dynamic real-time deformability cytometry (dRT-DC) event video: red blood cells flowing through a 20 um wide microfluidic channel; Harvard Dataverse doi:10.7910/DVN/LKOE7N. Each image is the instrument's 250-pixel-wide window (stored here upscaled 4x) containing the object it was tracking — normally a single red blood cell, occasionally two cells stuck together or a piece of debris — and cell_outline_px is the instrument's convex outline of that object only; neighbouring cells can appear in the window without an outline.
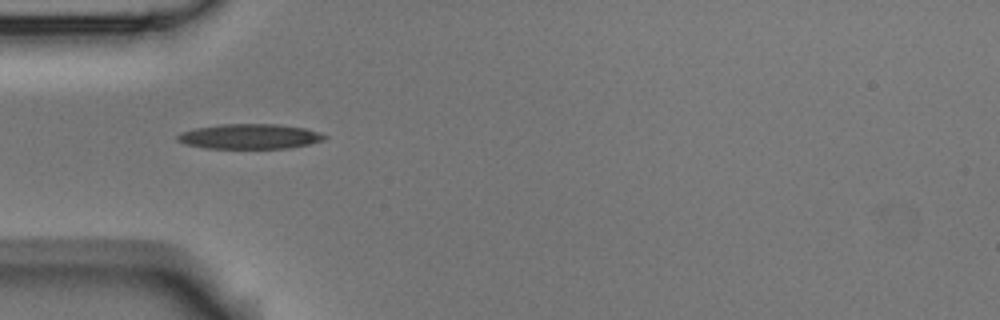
{"species": "Egyptian fruit bat (a non-hibernating species)", "species_latin": "Rousettus aegyptiacus", "temperature_condition": "room temperature", "stored_images_in_passage": 6, "camera_frame_rate_fps": 3000, "um_per_image_px": 0.085, "animal": {"sex": "male"}, "frame": {"image": 1, "passage_image": 3, "time_ms": 2.0, "image_size_px": [1000, 320], "cell_outline_px": [[328, 136], [324, 140], [308, 144], [288, 148], [204, 148], [184, 144], [176, 140], [176, 136], [184, 132], [196, 128], [224, 124], [280, 124], [308, 128], [320, 132]], "centroid_in_image_um": [21.27, 11.59], "position_along_channel_um": 63.7, "area_um2": 21.44}}
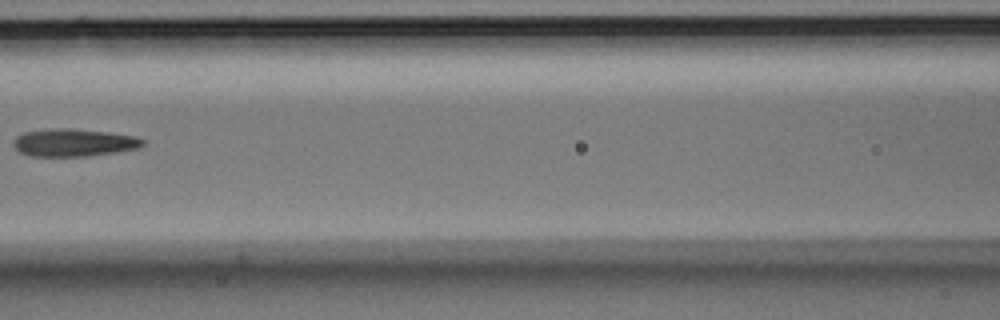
{"frame": {"image": 2, "passage_image": 5, "time_ms": 4.667, "image_size_px": [1000, 320], "cell_outline_px": [[144, 144], [140, 148], [116, 152], [88, 156], [32, 156], [20, 152], [12, 144], [12, 140], [16, 136], [24, 132], [48, 128], [72, 128], [108, 132], [136, 136], [144, 140]], "centroid_in_image_um": [6.26, 12.11], "position_along_channel_um": 160.3, "area_um2": 21.04}}
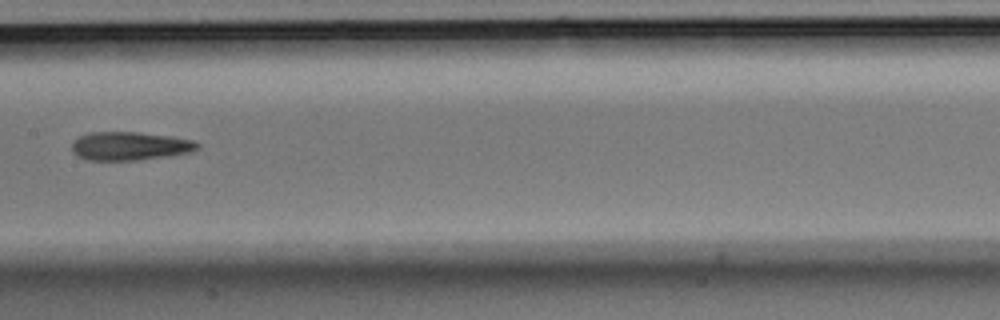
{"frame": {"image": 3, "passage_image": 6, "time_ms": 5.667, "image_size_px": [1000, 320], "cell_outline_px": [[200, 148], [188, 152], [168, 156], [136, 160], [88, 160], [72, 152], [72, 144], [80, 136], [88, 132], [136, 132], [168, 136], [192, 140], [200, 144]], "centroid_in_image_um": [11.03, 12.41], "position_along_channel_um": 196.4, "area_um2": 20.58}}